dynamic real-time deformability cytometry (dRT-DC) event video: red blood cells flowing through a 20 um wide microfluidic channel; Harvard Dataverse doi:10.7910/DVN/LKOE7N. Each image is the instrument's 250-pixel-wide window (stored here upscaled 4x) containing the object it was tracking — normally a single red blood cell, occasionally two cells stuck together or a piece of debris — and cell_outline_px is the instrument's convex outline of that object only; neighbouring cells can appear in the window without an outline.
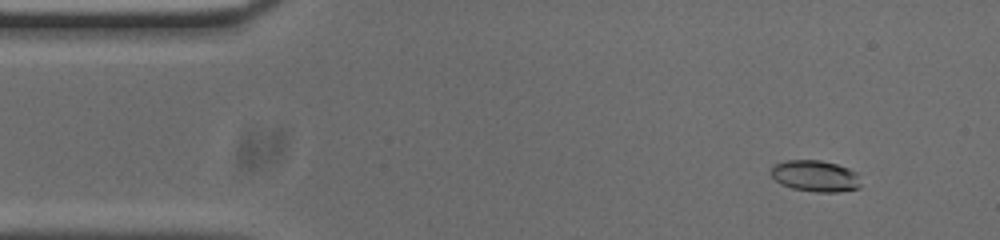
{"species": "common noctule bat (a hibernating species)", "species_latin": "Nyctalus noctula", "temperature_condition": "cold", "stored_images_in_passage": 53, "camera_frame_rate_fps": 3000, "um_per_image_px": 0.085, "animal": {"sex": "male", "body_mass_g": 20.0, "forearm_length_mm": 53.3}, "frame": {"image": 1, "passage_image": 5, "time_ms": 1.333, "image_size_px": [1000, 240], "cell_outline_px": [[860, 188], [840, 192], [816, 192], [792, 188], [780, 184], [768, 172], [776, 164], [784, 160], [820, 160], [836, 164], [848, 168], [856, 172], [860, 184]], "centroid_in_image_um": [69.28, 14.96], "position_along_channel_um": 15.7, "area_um2": 16.47}}
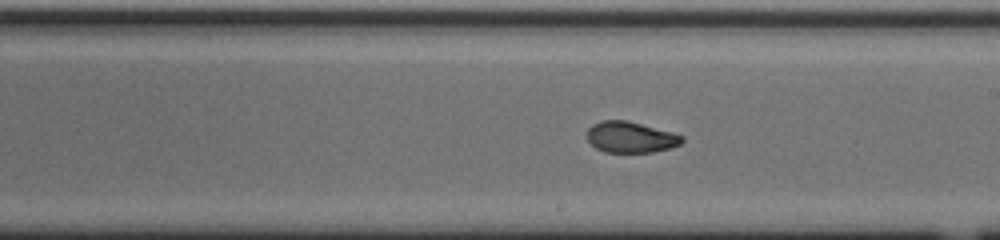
{"frame": {"image": 2, "passage_image": 29, "time_ms": 9.333, "image_size_px": [1000, 240], "cell_outline_px": [[684, 140], [680, 144], [668, 148], [652, 152], [604, 152], [596, 148], [588, 140], [588, 128], [592, 124], [600, 120], [628, 120], [672, 132], [684, 136]], "centroid_in_image_um": [53.6, 11.65], "position_along_channel_um": 235.4, "area_um2": 17.17}}
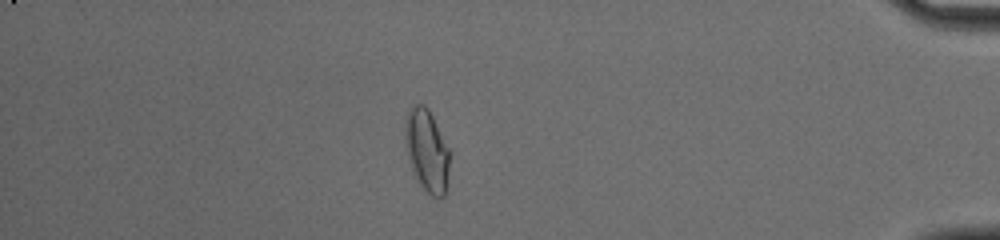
{"frame": {"image": 3, "passage_image": 46, "time_ms": 15.0, "image_size_px": [1000, 240], "cell_outline_px": [[448, 172], [444, 196], [432, 196], [420, 184], [412, 172], [404, 148], [404, 120], [408, 108], [412, 104], [424, 104], [428, 108], [448, 148]], "centroid_in_image_um": [36.2, 12.73], "position_along_channel_um": 399.0, "area_um2": 21.39}, "authors_computed_cell_mechanics": {"area_um2": 17.629, "velocity_mm_per_s": 3.7558, "shape_relaxation_time_tau1_ms": null, "shape_relaxation_time_tau2_ms": 1.6796, "deformation_change_tau1": null, "deformation_change_tau2": 0.0609}}